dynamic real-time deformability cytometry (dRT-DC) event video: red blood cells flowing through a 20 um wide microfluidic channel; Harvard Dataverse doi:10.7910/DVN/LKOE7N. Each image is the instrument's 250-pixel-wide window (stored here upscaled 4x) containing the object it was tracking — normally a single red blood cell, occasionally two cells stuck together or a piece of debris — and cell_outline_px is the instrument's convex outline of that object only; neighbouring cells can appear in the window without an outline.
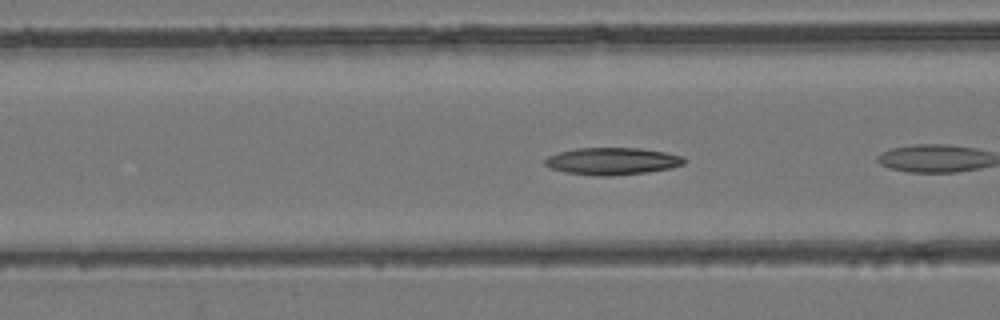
{"species": "common noctule bat (a hibernating species)", "species_latin": "Nyctalus noctula", "temperature_condition": "room temperature", "stored_images_in_passage": 6, "camera_frame_rate_fps": 3000, "um_per_image_px": 0.085, "animal": {"sex": "female", "body_mass_g": 24.6, "forearm_length_mm": 56.2}, "frame": {"image": 1, "passage_image": 4, "time_ms": 1.0, "image_size_px": [1000, 320], "cell_outline_px": [[688, 160], [684, 164], [672, 168], [648, 172], [608, 176], [596, 176], [564, 172], [548, 168], [544, 164], [544, 160], [548, 156], [560, 152], [576, 148], [640, 148], [664, 152], [684, 156]], "centroid_in_image_um": [52.06, 13.7], "position_along_channel_um": 114.5, "area_um2": 22.25}}